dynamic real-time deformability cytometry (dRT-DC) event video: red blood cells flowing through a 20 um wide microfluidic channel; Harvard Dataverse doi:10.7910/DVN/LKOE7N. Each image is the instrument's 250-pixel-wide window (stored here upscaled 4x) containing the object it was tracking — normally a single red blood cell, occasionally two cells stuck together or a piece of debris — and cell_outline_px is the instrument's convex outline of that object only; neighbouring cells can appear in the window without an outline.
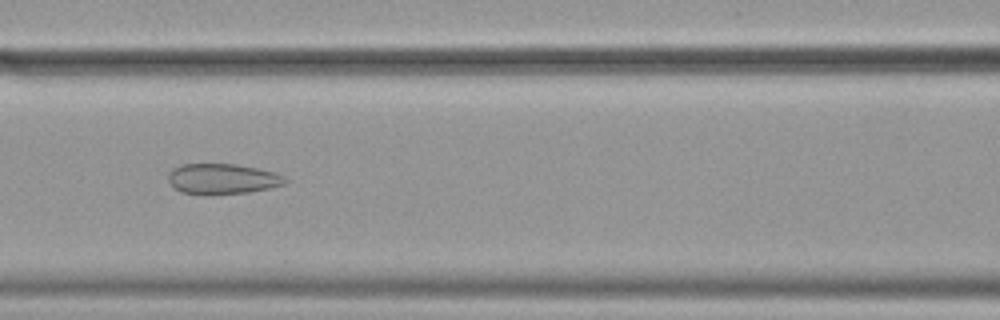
{"species": "common noctule bat (a hibernating species)", "species_latin": "Nyctalus noctula", "temperature_condition": "cold", "stored_images_in_passage": 55, "camera_frame_rate_fps": 3000, "um_per_image_px": 0.085, "animal": {"sex": "female", "body_mass_g": 19.9}, "frame": {"image": 1, "passage_image": 23, "time_ms": 7.333, "image_size_px": [1000, 320], "cell_outline_px": [[288, 180], [284, 184], [268, 188], [248, 192], [180, 192], [172, 188], [168, 180], [168, 172], [172, 168], [184, 164], [236, 164], [276, 172], [284, 176]], "centroid_in_image_um": [18.89, 15.16], "position_along_channel_um": 147.7, "area_um2": 20.17}}
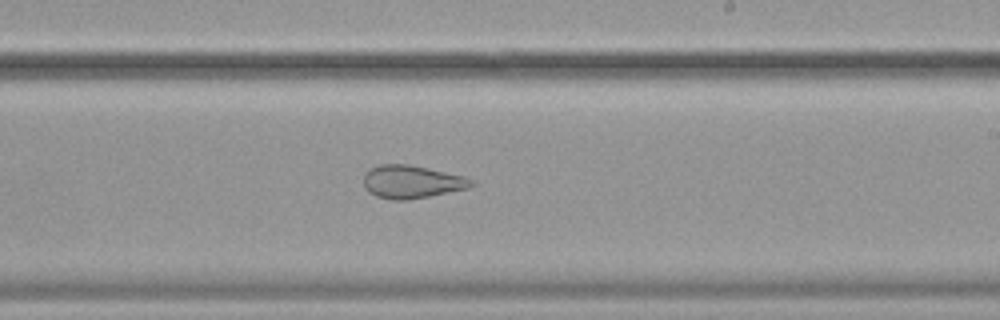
{"frame": {"image": 2, "passage_image": 32, "time_ms": 10.333, "image_size_px": [1000, 320], "cell_outline_px": [[476, 184], [468, 188], [428, 196], [404, 200], [392, 200], [376, 196], [368, 192], [364, 184], [364, 172], [380, 164], [408, 164], [464, 176], [476, 180]], "centroid_in_image_um": [35.0, 15.45], "position_along_channel_um": 254.0, "area_um2": 20.63}}
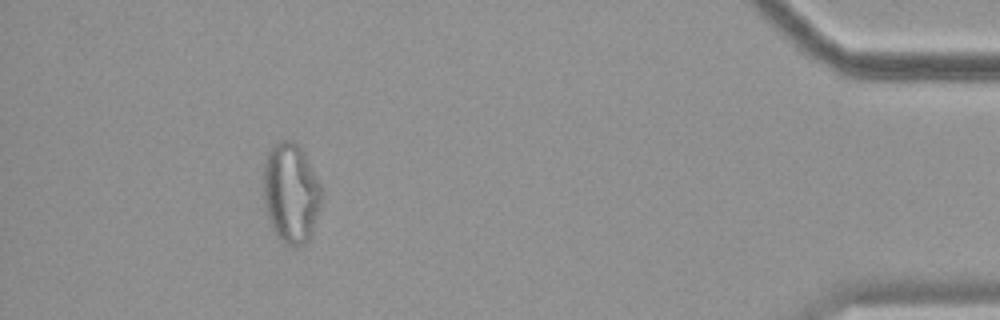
{"frame": {"image": 3, "passage_image": 50, "time_ms": 16.333, "image_size_px": [1000, 320], "cell_outline_px": [[320, 204], [312, 232], [308, 240], [304, 244], [296, 248], [292, 248], [284, 244], [276, 236], [272, 228], [268, 216], [264, 200], [264, 160], [268, 152], [276, 140], [292, 140], [304, 152], [320, 184]], "centroid_in_image_um": [24.71, 16.42], "position_along_channel_um": 410.5, "area_um2": 33.81}, "authors_computed_cell_mechanics": {"area_um2": 28.7266, "velocity_mm_per_s": 3.571, "shape_relaxation_time_tau1_ms": null, "shape_relaxation_time_tau2_ms": 2.0849, "deformation_change_tau1": null, "deformation_change_tau2": 0.0968}}